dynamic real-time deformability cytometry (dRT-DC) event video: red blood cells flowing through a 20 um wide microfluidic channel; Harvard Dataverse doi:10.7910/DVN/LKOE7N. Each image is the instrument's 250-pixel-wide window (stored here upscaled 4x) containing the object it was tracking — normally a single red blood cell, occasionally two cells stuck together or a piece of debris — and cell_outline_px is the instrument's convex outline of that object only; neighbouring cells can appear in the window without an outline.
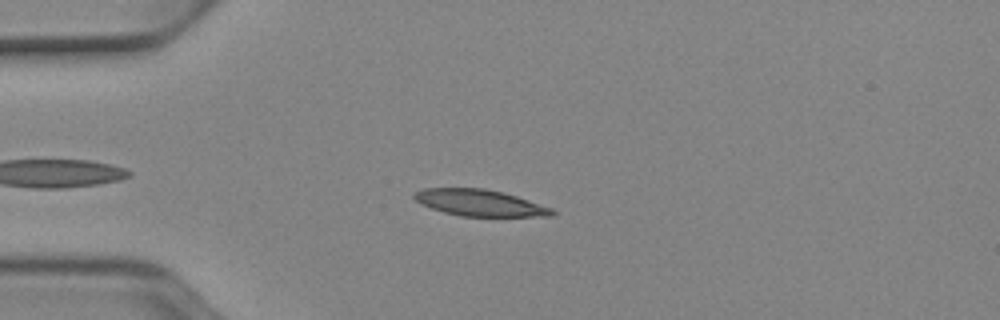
{"species": "Egyptian fruit bat (a non-hibernating species)", "species_latin": "Rousettus aegyptiacus", "temperature_condition": "cold", "stored_images_in_passage": 45, "camera_frame_rate_fps": 3000, "um_per_image_px": 0.085, "animal": {"sex": "female"}, "frame": {"image": 1, "passage_image": 7, "time_ms": 2.0, "image_size_px": [1000, 320], "cell_outline_px": [[556, 212], [552, 216], [460, 216], [444, 212], [420, 204], [412, 196], [416, 192], [424, 188], [484, 188], [504, 192], [552, 208]], "centroid_in_image_um": [40.77, 17.23], "position_along_channel_um": 44.2, "area_um2": 21.15}}
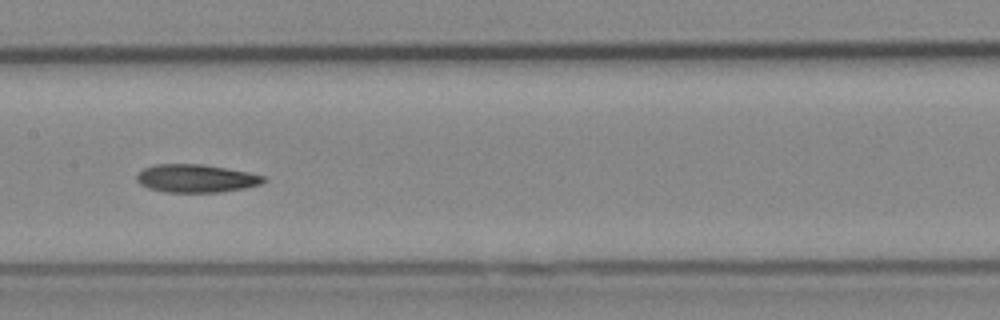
{"frame": {"image": 2, "passage_image": 20, "time_ms": 6.333, "image_size_px": [1000, 320], "cell_outline_px": [[268, 180], [260, 184], [244, 188], [220, 192], [164, 192], [148, 188], [140, 184], [136, 180], [136, 176], [144, 168], [156, 164], [204, 164], [248, 172], [264, 176]], "centroid_in_image_um": [16.66, 15.16], "position_along_channel_um": 190.7, "area_um2": 20.75}}
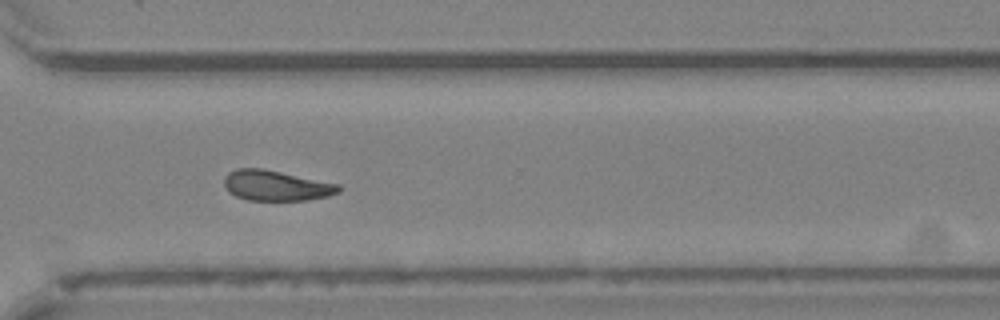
{"frame": {"image": 3, "passage_image": 32, "time_ms": 10.333, "image_size_px": [1000, 320], "cell_outline_px": [[344, 188], [340, 192], [328, 196], [304, 200], [248, 200], [236, 196], [228, 192], [224, 184], [224, 176], [228, 172], [236, 168], [260, 168], [340, 184]], "centroid_in_image_um": [23.47, 15.77], "position_along_channel_um": 347.1, "area_um2": 20.29}}